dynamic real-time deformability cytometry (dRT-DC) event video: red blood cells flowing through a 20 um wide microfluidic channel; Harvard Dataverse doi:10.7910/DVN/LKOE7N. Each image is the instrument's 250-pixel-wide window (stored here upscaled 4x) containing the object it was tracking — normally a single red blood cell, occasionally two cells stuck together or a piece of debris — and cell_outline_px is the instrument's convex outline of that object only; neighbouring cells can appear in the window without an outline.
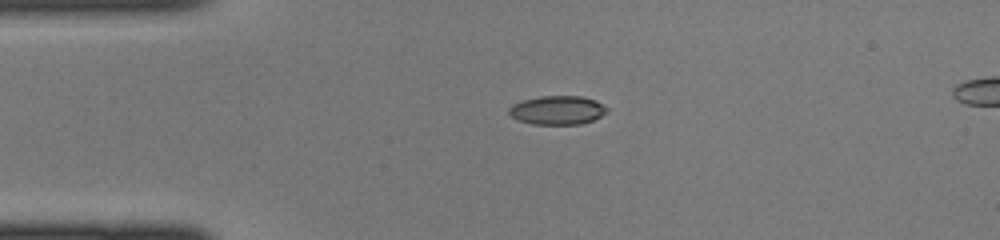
{"species": "common noctule bat (a hibernating species)", "species_latin": "Nyctalus noctula", "temperature_condition": "cold", "stored_images_in_passage": 36, "segment_of_instrument_passage": [1, 2], "camera_frame_rate_fps": 3000, "um_per_image_px": 0.085, "animal": {"sex": "female", "body_mass_g": 22.0, "forearm_length_mm": 56.7}, "frame": {"image": 1, "passage_image": 1, "time_ms": 0.0, "image_size_px": [1000, 240], "cell_outline_px": [[608, 112], [592, 120], [580, 124], [532, 124], [520, 120], [512, 116], [508, 112], [508, 108], [512, 104], [524, 100], [540, 96], [580, 96], [596, 100], [608, 108]], "centroid_in_image_um": [47.39, 9.36], "position_along_channel_um": 37.6, "area_um2": 16.36}}
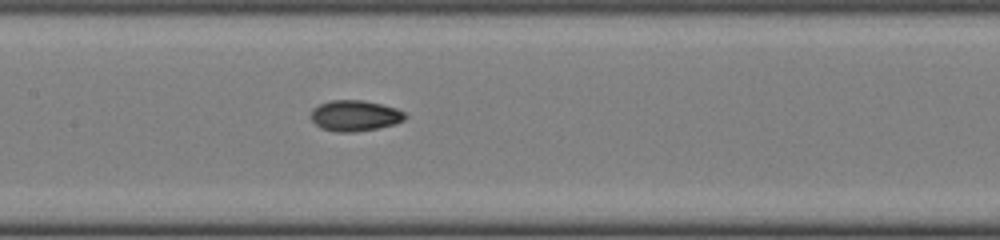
{"frame": {"image": 2, "passage_image": 12, "time_ms": 3.667, "image_size_px": [1000, 240], "cell_outline_px": [[408, 116], [404, 120], [396, 124], [376, 128], [352, 132], [336, 132], [320, 128], [312, 120], [312, 108], [328, 100], [364, 100], [396, 108], [404, 112]], "centroid_in_image_um": [30.17, 9.83], "position_along_channel_um": 177.2, "area_um2": 16.94}}
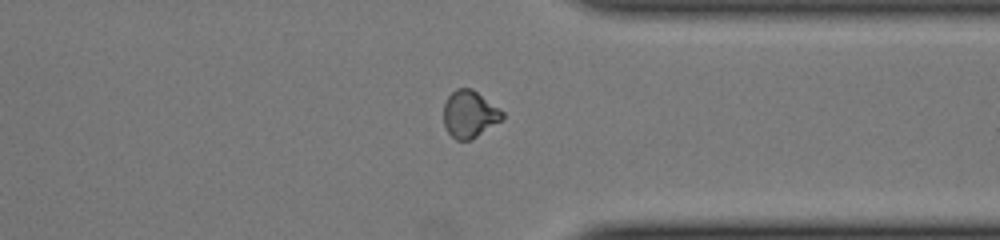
{"frame": {"image": 3, "passage_image": 25, "time_ms": 8.0, "image_size_px": [1000, 240], "cell_outline_px": [[504, 120], [472, 140], [456, 140], [448, 132], [444, 124], [444, 104], [448, 96], [456, 88], [472, 88], [504, 112]], "centroid_in_image_um": [39.94, 9.72], "position_along_channel_um": 371.5, "area_um2": 16.3}}